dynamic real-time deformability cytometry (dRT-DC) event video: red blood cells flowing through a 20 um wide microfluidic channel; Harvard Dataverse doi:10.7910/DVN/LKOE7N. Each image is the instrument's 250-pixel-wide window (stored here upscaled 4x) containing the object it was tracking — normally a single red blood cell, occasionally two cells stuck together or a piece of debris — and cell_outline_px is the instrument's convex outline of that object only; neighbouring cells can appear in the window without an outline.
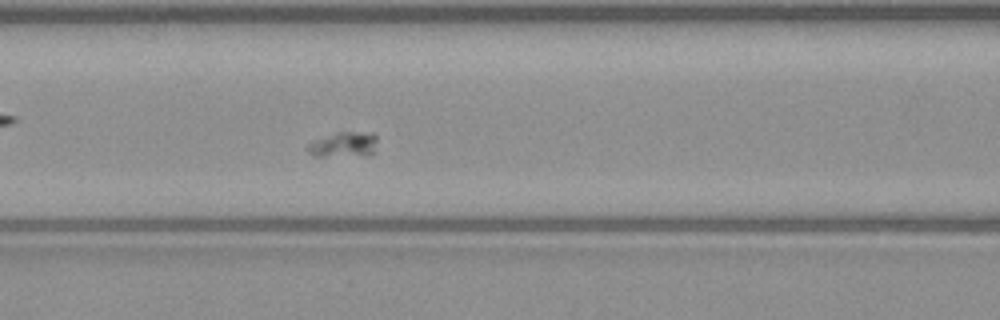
{"species": "common noctule bat (a hibernating species)", "species_latin": "Nyctalus noctula", "temperature_condition": "warm", "stored_images_in_passage": 46, "camera_frame_rate_fps": 3000, "um_per_image_px": 0.085, "animal": {"sex": "male", "body_mass_g": 23.1, "forearm_length_mm": 52.7}, "frame": {"image": 1, "passage_image": 16, "time_ms": 5.0, "image_size_px": [1000, 320], "cell_outline_px": [[376, 152], [368, 156], [316, 156], [308, 152], [308, 144], [316, 140], [336, 132], [372, 132], [376, 136]], "centroid_in_image_um": [29.29, 12.3], "position_along_channel_um": 137.3, "area_um2": 10.35}}
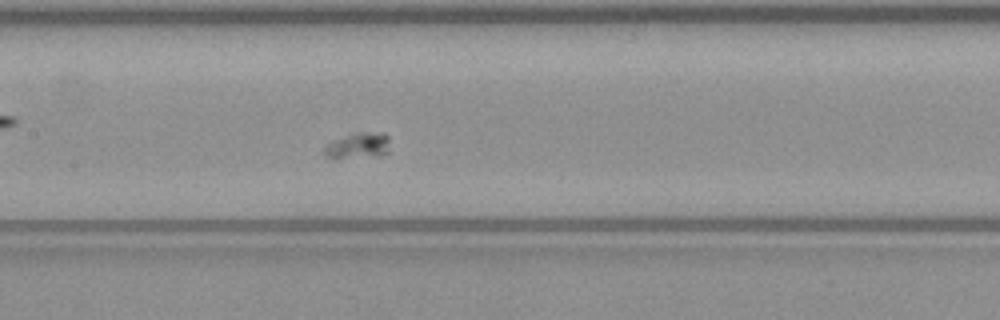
{"frame": {"image": 2, "passage_image": 19, "time_ms": 6.0, "image_size_px": [1000, 320], "cell_outline_px": [[388, 152], [380, 156], [336, 160], [324, 156], [324, 148], [332, 140], [352, 132], [384, 132], [388, 136]], "centroid_in_image_um": [30.4, 12.4], "position_along_channel_um": 177.0, "area_um2": 10.46}}